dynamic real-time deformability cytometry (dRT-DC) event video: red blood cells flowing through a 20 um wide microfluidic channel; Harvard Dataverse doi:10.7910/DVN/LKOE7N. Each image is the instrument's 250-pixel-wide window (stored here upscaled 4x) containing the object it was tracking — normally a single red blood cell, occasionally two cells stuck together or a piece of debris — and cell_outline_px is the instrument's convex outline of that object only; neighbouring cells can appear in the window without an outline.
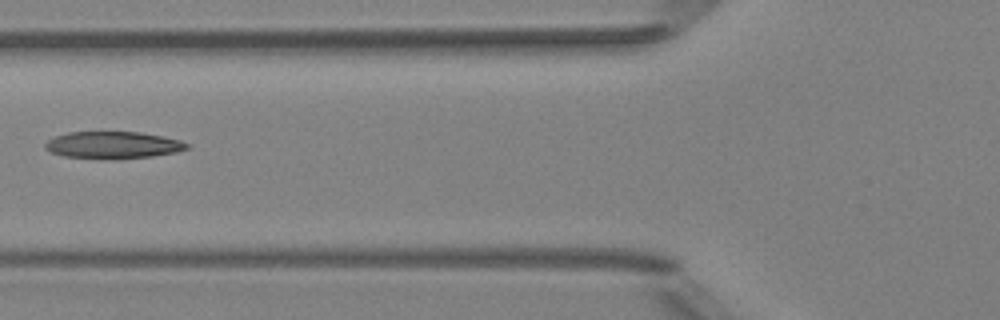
{"species": "Egyptian fruit bat (a non-hibernating species)", "species_latin": "Rousettus aegyptiacus", "temperature_condition": "room temperature", "stored_images_in_passage": 6, "camera_frame_rate_fps": 3000, "um_per_image_px": 0.085, "animal": {"sex": "female"}, "frame": {"image": 1, "passage_image": 5, "time_ms": 1.333, "image_size_px": [1000, 320], "cell_outline_px": [[188, 148], [176, 152], [152, 156], [116, 160], [64, 156], [52, 152], [44, 148], [44, 144], [48, 140], [56, 136], [68, 132], [140, 132], [180, 140], [188, 144]], "centroid_in_image_um": [9.59, 12.34], "position_along_channel_um": 116.2, "area_um2": 22.31}}
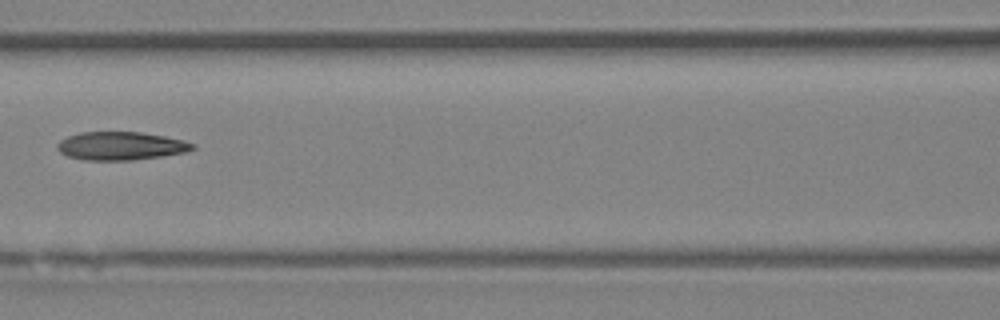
{"frame": {"image": 2, "passage_image": 6, "time_ms": 1.667, "image_size_px": [1000, 320], "cell_outline_px": [[196, 148], [184, 152], [160, 156], [132, 160], [84, 160], [68, 156], [60, 152], [56, 148], [56, 144], [60, 140], [68, 136], [80, 132], [140, 132], [164, 136], [184, 140], [196, 144]], "centroid_in_image_um": [10.25, 12.4], "position_along_channel_um": 156.3, "area_um2": 22.25}}